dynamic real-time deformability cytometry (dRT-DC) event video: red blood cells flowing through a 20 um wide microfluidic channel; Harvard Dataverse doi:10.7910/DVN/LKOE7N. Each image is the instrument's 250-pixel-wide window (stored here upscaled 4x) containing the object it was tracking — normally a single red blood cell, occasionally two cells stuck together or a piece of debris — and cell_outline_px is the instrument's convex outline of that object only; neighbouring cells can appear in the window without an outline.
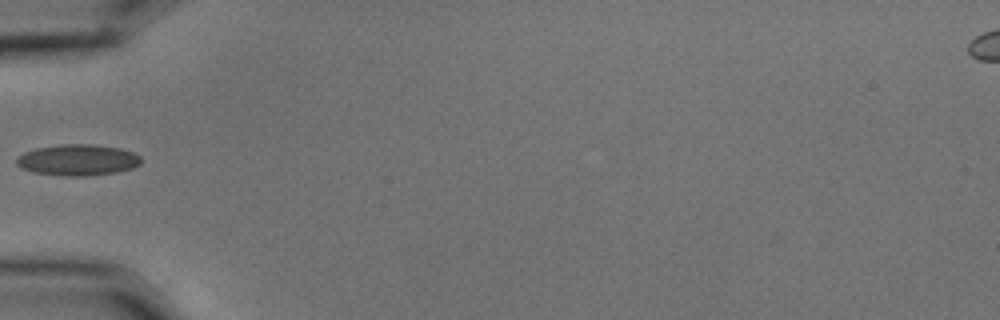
{"species": "common noctule bat (a hibernating species)", "species_latin": "Nyctalus noctula", "temperature_condition": "cold", "stored_images_in_passage": 4, "camera_frame_rate_fps": 3000, "um_per_image_px": 0.085, "animal": {"sex": "male", "body_mass_g": 15.6}, "frame": {"image": 1, "passage_image": 3, "time_ms": 0.667, "image_size_px": [1000, 320], "cell_outline_px": [[140, 164], [132, 168], [116, 172], [84, 176], [64, 176], [32, 172], [16, 164], [16, 156], [24, 152], [36, 148], [60, 144], [96, 144], [120, 148], [132, 152], [140, 156]], "centroid_in_image_um": [6.59, 13.59], "position_along_channel_um": 78.4, "area_um2": 22.66}}